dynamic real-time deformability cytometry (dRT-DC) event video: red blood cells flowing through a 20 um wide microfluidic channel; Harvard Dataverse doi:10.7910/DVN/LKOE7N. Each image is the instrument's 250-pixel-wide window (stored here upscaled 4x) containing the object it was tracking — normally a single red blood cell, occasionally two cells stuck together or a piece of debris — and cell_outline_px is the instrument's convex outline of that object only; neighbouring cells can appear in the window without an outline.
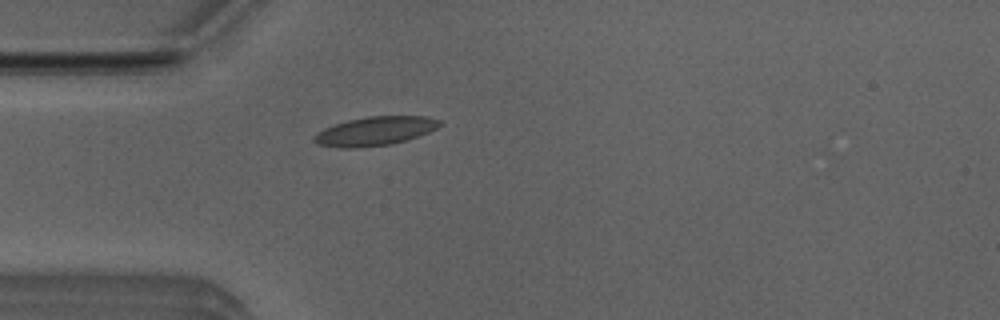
{"species": "Egyptian fruit bat (a non-hibernating species)", "species_latin": "Rousettus aegyptiacus", "temperature_condition": "room temperature", "stored_images_in_passage": 1, "camera_frame_rate_fps": 3000, "um_per_image_px": 0.085, "animal": {"sex": "male"}, "frame": {"image": 1, "passage_image": 1, "time_ms": 0.0, "image_size_px": [1000, 320], "cell_outline_px": [[440, 124], [436, 128], [428, 132], [408, 140], [392, 144], [352, 148], [344, 148], [320, 144], [312, 140], [312, 136], [324, 128], [348, 120], [368, 116], [428, 116], [440, 120]], "centroid_in_image_um": [31.88, 11.14], "position_along_channel_um": 53.1, "area_um2": 20.98}}